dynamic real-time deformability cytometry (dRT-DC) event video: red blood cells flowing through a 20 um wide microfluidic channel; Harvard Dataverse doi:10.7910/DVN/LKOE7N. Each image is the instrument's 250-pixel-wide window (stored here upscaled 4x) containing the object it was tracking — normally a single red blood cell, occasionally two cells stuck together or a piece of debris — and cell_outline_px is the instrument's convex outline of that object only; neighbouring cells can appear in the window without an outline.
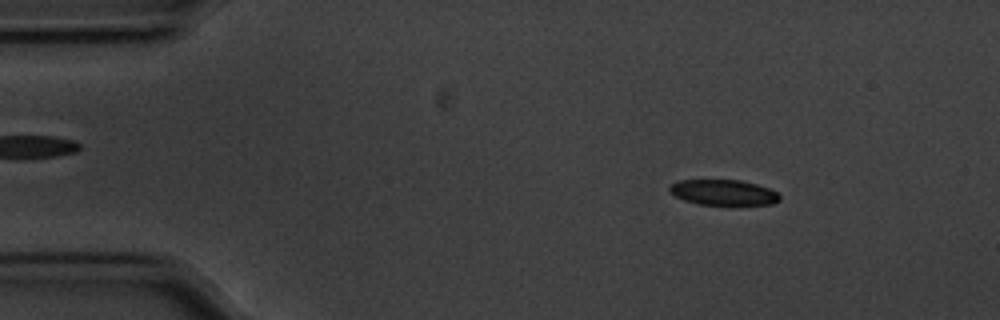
{"species": "common noctule bat (a hibernating species)", "species_latin": "Nyctalus noctula", "temperature_condition": "cold", "stored_images_in_passage": 55, "camera_frame_rate_fps": 3000, "um_per_image_px": 0.085, "animal": {"sex": "male", "body_mass_g": 20.1, "forearm_length_mm": 53.5}, "frame": {"image": 1, "passage_image": 7, "time_ms": 2.0, "image_size_px": [1000, 320], "cell_outline_px": [[780, 200], [772, 204], [700, 204], [684, 200], [668, 192], [668, 188], [676, 180], [740, 180], [756, 184], [768, 188], [776, 192], [780, 196]], "centroid_in_image_um": [61.45, 16.34], "position_along_channel_um": 23.5, "area_um2": 16.18}}
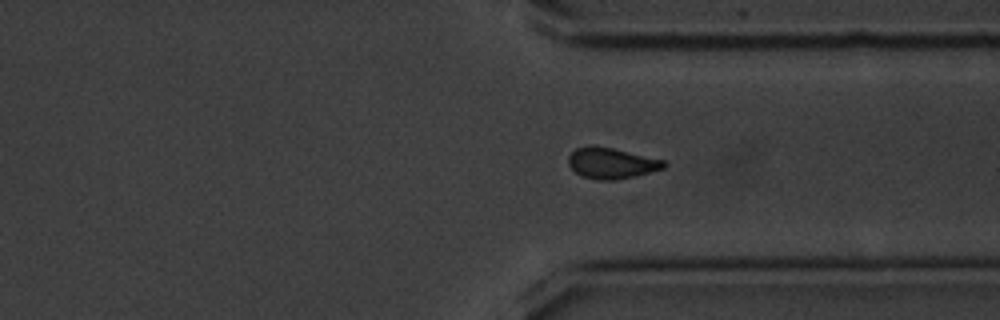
{"frame": {"image": 2, "passage_image": 41, "time_ms": 13.333, "image_size_px": [1000, 320], "cell_outline_px": [[668, 164], [664, 168], [636, 176], [616, 180], [596, 180], [580, 176], [568, 164], [568, 156], [576, 148], [588, 144], [592, 144], [612, 148], [664, 160]], "centroid_in_image_um": [51.95, 13.86], "position_along_channel_um": 359.5, "area_um2": 17.4}}
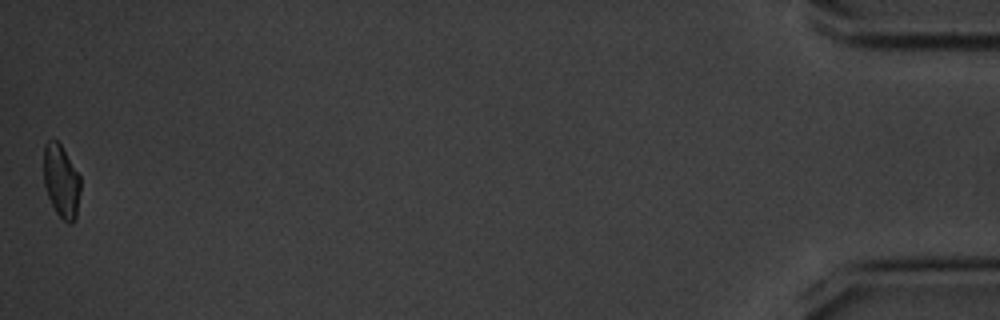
{"frame": {"image": 3, "passage_image": 55, "time_ms": 18.0, "image_size_px": [1000, 320], "cell_outline_px": [[80, 192], [76, 216], [72, 224], [68, 224], [56, 212], [48, 196], [44, 184], [44, 144], [48, 140], [56, 140], [60, 144], [80, 176]], "centroid_in_image_um": [5.21, 15.4], "position_along_channel_um": 430.0, "area_um2": 15.49}, "authors_computed_cell_mechanics": {"area_um2": 17.3978, "velocity_mm_per_s": 3.56, "shape_relaxation_time_tau1_ms": 3.2865, "shape_relaxation_time_tau2_ms": 6.65, "deformation_change_tau1": 0.111, "deformation_change_tau2": 0.0848}}